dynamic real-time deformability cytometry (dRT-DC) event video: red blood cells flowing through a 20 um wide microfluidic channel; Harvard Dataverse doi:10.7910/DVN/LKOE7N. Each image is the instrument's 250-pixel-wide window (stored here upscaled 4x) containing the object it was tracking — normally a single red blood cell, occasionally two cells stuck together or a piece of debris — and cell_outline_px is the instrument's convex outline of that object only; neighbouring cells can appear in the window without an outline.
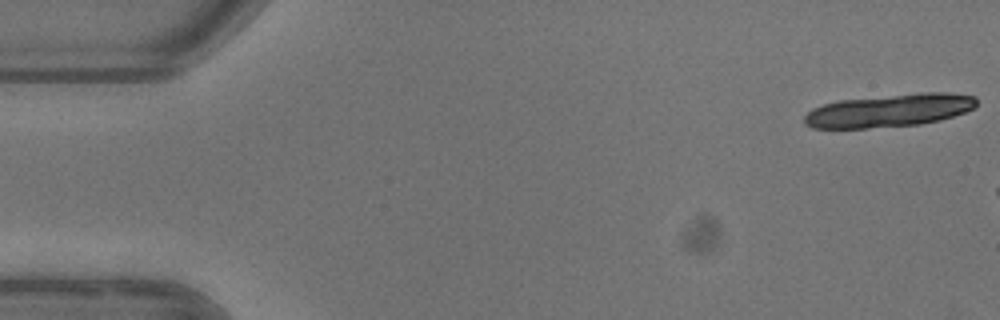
{"species": "common noctule bat (a hibernating species)", "species_latin": "Nyctalus noctula", "temperature_condition": "warm", "stored_images_in_passage": 4, "segment_of_instrument_passage": [2, 2], "camera_frame_rate_fps": 3000, "um_per_image_px": 0.085, "animal": {"sex": "female"}, "frame": {"image": 1, "passage_image": 4, "time_ms": 6.0, "image_size_px": [1000, 320], "cell_outline_px": [[976, 108], [940, 120], [920, 124], [868, 128], [812, 128], [804, 124], [804, 116], [812, 108], [824, 104], [840, 100], [920, 92], [948, 92], [976, 96]], "centroid_in_image_um": [75.6, 9.39], "position_along_channel_um": 9.4, "area_um2": 33.12}}